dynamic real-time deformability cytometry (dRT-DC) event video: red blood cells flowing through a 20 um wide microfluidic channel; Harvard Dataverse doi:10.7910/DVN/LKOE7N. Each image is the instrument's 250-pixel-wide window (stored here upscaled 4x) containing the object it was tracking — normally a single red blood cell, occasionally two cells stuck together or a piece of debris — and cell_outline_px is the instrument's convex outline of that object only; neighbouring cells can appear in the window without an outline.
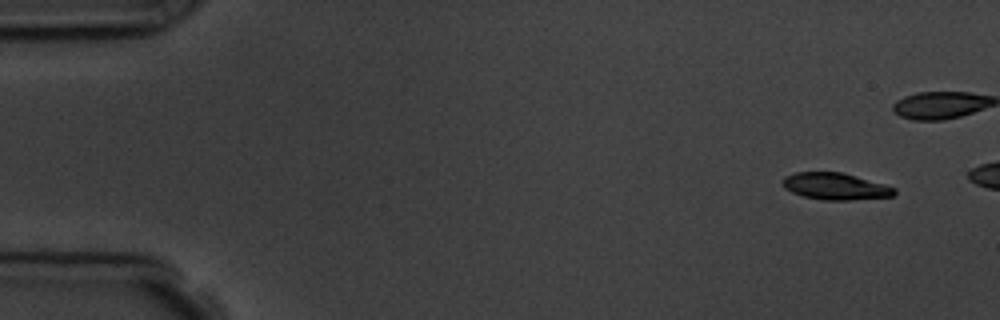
{"species": "common noctule bat (a hibernating species)", "species_latin": "Nyctalus noctula", "temperature_condition": "room temperature", "stored_images_in_passage": 4, "camera_frame_rate_fps": 3000, "um_per_image_px": 0.085, "animal": {"sex": "male", "body_mass_g": 19.5, "forearm_length_mm": 54.6}, "frame": {"image": 1, "passage_image": 1, "time_ms": 0.0, "image_size_px": [1000, 320], "cell_outline_px": [[896, 192], [892, 196], [848, 200], [824, 200], [804, 196], [792, 192], [784, 188], [784, 176], [796, 172], [840, 172], [884, 184], [896, 188]], "centroid_in_image_um": [71.0, 15.84], "position_along_channel_um": 14.0, "area_um2": 17.17}}